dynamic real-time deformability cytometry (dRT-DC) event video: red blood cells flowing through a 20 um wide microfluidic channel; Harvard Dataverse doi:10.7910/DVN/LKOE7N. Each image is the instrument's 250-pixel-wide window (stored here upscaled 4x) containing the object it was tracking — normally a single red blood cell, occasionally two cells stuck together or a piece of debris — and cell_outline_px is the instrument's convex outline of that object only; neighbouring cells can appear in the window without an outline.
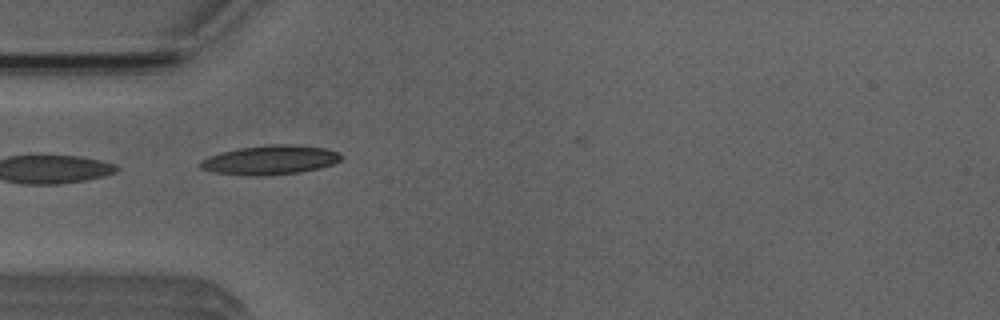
{"species": "Egyptian fruit bat (a non-hibernating species)", "species_latin": "Rousettus aegyptiacus", "temperature_condition": "room temperature", "stored_images_in_passage": 5, "camera_frame_rate_fps": 3000, "um_per_image_px": 0.085, "animal": {"sex": "male"}, "frame": {"image": 1, "passage_image": 3, "time_ms": 2.333, "image_size_px": [1000, 320], "cell_outline_px": [[344, 156], [340, 160], [332, 164], [320, 168], [300, 172], [264, 176], [248, 176], [216, 172], [200, 168], [196, 164], [200, 160], [208, 156], [220, 152], [240, 148], [268, 144], [292, 144], [324, 148], [336, 152]], "centroid_in_image_um": [22.92, 13.6], "position_along_channel_um": 62.1, "area_um2": 24.16}}